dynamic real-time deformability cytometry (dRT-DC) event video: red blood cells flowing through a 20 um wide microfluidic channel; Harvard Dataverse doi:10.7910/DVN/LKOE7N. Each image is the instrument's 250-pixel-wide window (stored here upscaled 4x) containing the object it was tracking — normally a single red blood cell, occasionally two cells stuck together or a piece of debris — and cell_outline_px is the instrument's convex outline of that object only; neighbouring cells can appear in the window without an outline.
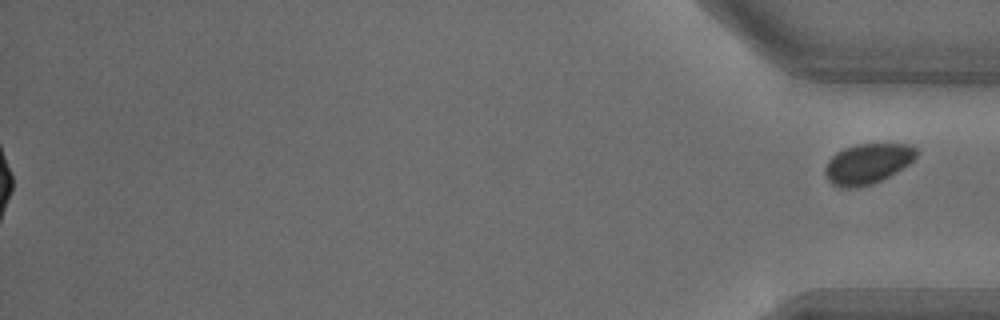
{"species": "common noctule bat (a hibernating species)", "species_latin": "Nyctalus noctula", "temperature_condition": "warm", "stored_images_in_passage": 34, "segment_of_instrument_passage": [2, 2], "camera_frame_rate_fps": 3000, "um_per_image_px": 0.085, "animal": {"sex": "male", "body_mass_g": 18.8}, "frame": {"image": 1, "passage_image": 34, "time_ms": 11.0, "image_size_px": [1000, 320], "cell_outline_px": [[920, 152], [908, 164], [896, 172], [872, 184], [856, 188], [840, 188], [832, 184], [828, 180], [824, 172], [824, 168], [828, 160], [836, 152], [844, 148], [856, 144], [912, 144]], "centroid_in_image_um": [73.73, 13.91], "position_along_channel_um": 361.5, "area_um2": 21.56}}